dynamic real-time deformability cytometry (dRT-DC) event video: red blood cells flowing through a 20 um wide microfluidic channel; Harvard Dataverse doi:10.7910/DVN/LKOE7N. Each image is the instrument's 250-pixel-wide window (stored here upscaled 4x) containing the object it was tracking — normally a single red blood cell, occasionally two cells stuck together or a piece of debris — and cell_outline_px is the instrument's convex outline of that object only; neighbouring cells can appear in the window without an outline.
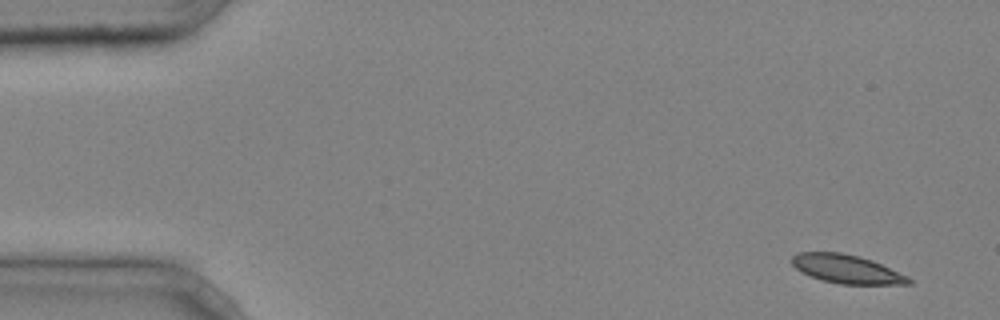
{"species": "common noctule bat (a hibernating species)", "species_latin": "Nyctalus noctula", "temperature_condition": "cold", "stored_images_in_passage": 5, "segment_of_instrument_passage": [1, 2], "camera_frame_rate_fps": 3000, "um_per_image_px": 0.085, "animal": {"sex": "male", "body_mass_g": 20.4}, "frame": {"image": 1, "passage_image": 1, "time_ms": 0.0, "image_size_px": [1000, 320], "cell_outline_px": [[912, 284], [840, 284], [820, 280], [796, 268], [792, 264], [792, 256], [800, 252], [840, 252], [860, 256], [872, 260], [908, 276], [912, 280]], "centroid_in_image_um": [71.99, 22.87], "position_along_channel_um": 13.0, "area_um2": 19.36}}